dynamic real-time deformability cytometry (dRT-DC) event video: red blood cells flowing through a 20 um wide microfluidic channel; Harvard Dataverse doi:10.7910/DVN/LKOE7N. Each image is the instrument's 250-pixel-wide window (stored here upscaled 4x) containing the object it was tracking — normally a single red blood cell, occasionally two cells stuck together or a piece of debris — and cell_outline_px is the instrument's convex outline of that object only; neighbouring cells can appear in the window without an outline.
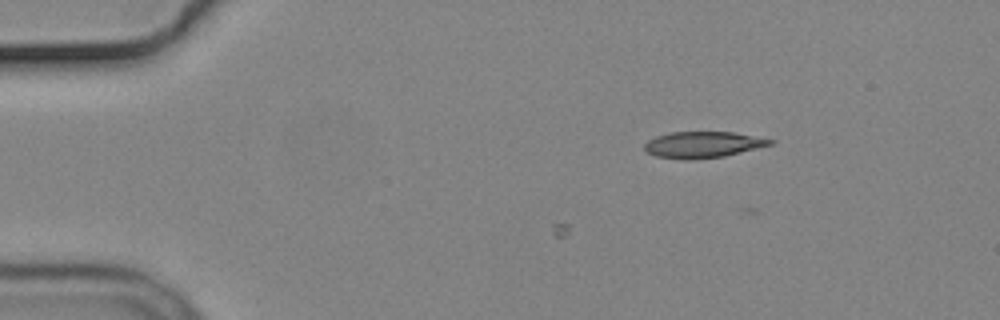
{"species": "common noctule bat (a hibernating species)", "species_latin": "Nyctalus noctula", "temperature_condition": "cold", "stored_images_in_passage": 4, "camera_frame_rate_fps": 3000, "um_per_image_px": 0.085, "animal": {"sex": "male", "body_mass_g": 19.2, "forearm_length_mm": 51.8}, "frame": {"image": 1, "passage_image": 4, "time_ms": 1.0, "image_size_px": [1000, 320], "cell_outline_px": [[776, 140], [772, 144], [724, 156], [692, 160], [684, 160], [656, 156], [644, 152], [644, 144], [648, 140], [656, 136], [672, 132], [732, 132]], "centroid_in_image_um": [59.69, 12.3], "position_along_channel_um": 25.3, "area_um2": 19.19}}